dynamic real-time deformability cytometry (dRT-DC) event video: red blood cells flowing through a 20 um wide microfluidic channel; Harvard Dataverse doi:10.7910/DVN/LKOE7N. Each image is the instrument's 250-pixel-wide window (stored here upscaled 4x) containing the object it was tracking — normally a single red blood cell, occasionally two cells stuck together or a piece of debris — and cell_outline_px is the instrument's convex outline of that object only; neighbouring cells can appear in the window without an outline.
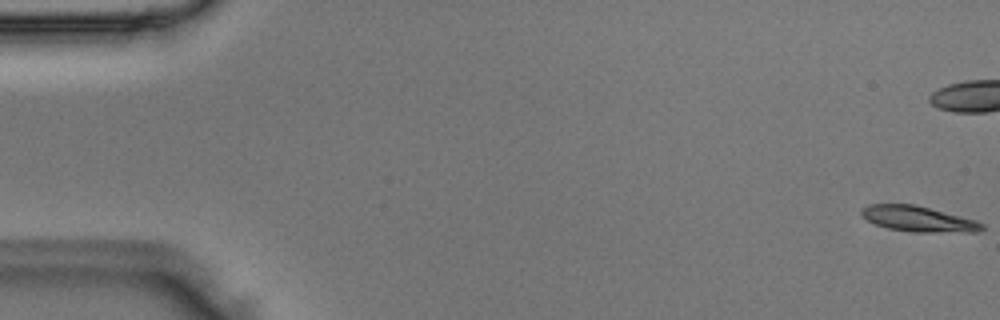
{"species": "Egyptian fruit bat (a non-hibernating species)", "species_latin": "Rousettus aegyptiacus", "temperature_condition": "room temperature", "stored_images_in_passage": 52, "camera_frame_rate_fps": 3000, "um_per_image_px": 0.085, "animal": {"sex": "male"}, "frame": {"image": 1, "passage_image": 1, "time_ms": 0.0, "image_size_px": [1000, 320], "cell_outline_px": [[984, 228], [980, 232], [916, 232], [888, 228], [876, 224], [868, 220], [860, 212], [860, 208], [868, 204], [912, 204], [976, 220], [984, 224]], "centroid_in_image_um": [78.06, 18.61], "position_along_channel_um": 6.9, "area_um2": 17.74}}
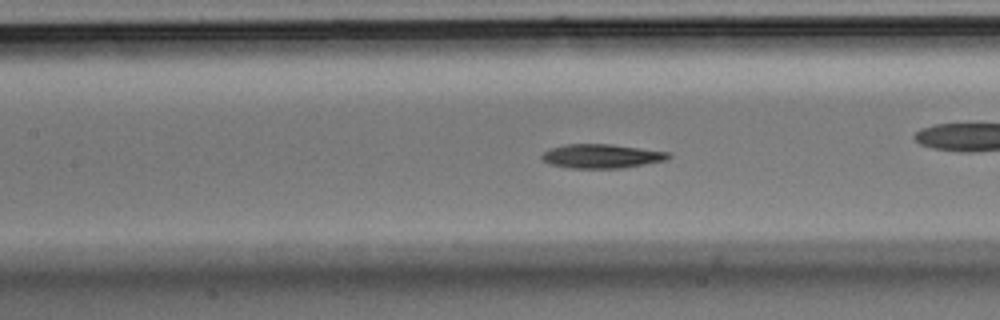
{"frame": {"image": 2, "passage_image": 23, "time_ms": 7.333, "image_size_px": [1000, 320], "cell_outline_px": [[672, 156], [668, 160], [624, 168], [572, 168], [552, 164], [540, 160], [540, 156], [544, 152], [552, 148], [564, 144], [612, 144], [668, 152]], "centroid_in_image_um": [51.15, 13.27], "position_along_channel_um": 156.2, "area_um2": 17.8}}